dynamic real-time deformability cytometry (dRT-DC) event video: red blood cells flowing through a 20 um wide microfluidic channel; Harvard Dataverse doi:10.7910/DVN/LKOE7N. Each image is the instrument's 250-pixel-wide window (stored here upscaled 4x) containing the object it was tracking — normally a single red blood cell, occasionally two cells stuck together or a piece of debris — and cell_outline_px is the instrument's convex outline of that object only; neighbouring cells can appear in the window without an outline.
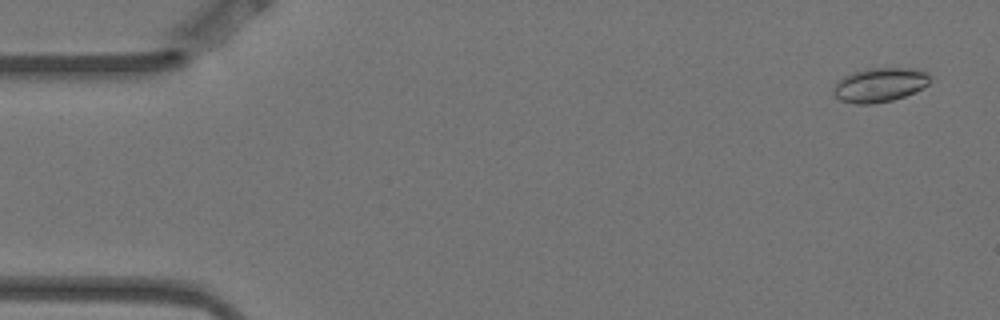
{"species": "Egyptian fruit bat (a non-hibernating species)", "species_latin": "Rousettus aegyptiacus", "temperature_condition": "warm", "stored_images_in_passage": 4, "camera_frame_rate_fps": 3000, "um_per_image_px": 0.085, "animal": {"sex": "female"}, "frame": {"image": 1, "passage_image": 1, "time_ms": 0.0, "image_size_px": [1000, 320], "cell_outline_px": [[932, 80], [928, 84], [904, 96], [892, 100], [872, 104], [856, 104], [840, 100], [836, 96], [832, 88], [844, 76], [868, 68], [908, 68], [928, 72], [932, 76]], "centroid_in_image_um": [74.8, 7.21], "position_along_channel_um": 10.2, "area_um2": 19.02}}